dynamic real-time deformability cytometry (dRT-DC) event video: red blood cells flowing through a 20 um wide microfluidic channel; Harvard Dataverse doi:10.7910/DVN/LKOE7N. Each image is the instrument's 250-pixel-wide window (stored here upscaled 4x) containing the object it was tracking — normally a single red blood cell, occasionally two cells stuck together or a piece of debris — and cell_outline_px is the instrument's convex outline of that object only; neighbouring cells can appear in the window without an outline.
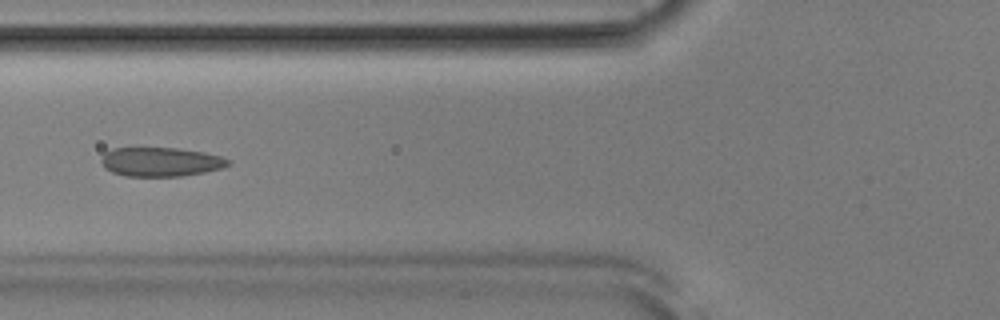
{"species": "Egyptian fruit bat (a non-hibernating species)", "species_latin": "Rousettus aegyptiacus", "temperature_condition": "room temperature", "stored_images_in_passage": 46, "camera_frame_rate_fps": 3000, "um_per_image_px": 0.085, "animal": {"sex": "male"}, "frame": {"image": 1, "passage_image": 19, "time_ms": 6.0, "image_size_px": [1000, 320], "cell_outline_px": [[232, 164], [220, 168], [204, 172], [180, 176], [124, 176], [112, 172], [104, 168], [100, 160], [104, 152], [112, 148], [136, 144], [176, 148], [204, 152], [220, 156], [232, 160]], "centroid_in_image_um": [13.58, 13.7], "position_along_channel_um": 112.2, "area_um2": 22.54}}
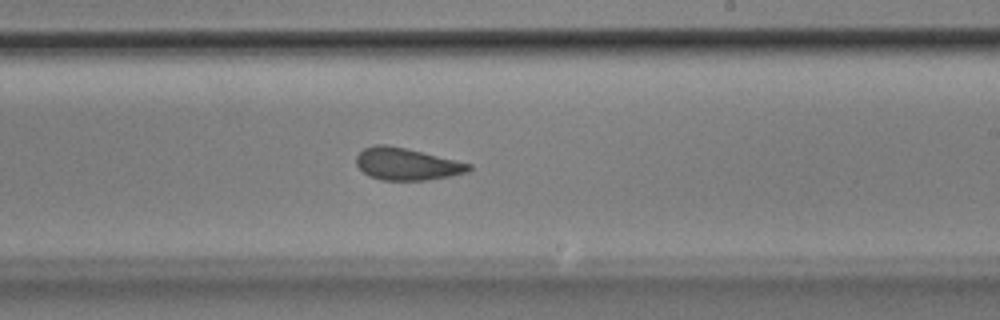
{"frame": {"image": 2, "passage_image": 30, "time_ms": 9.667, "image_size_px": [1000, 320], "cell_outline_px": [[472, 168], [468, 172], [452, 176], [428, 180], [380, 180], [368, 176], [356, 164], [356, 156], [364, 148], [372, 144], [388, 144], [472, 164]], "centroid_in_image_um": [34.56, 13.94], "position_along_channel_um": 254.4, "area_um2": 21.15}}
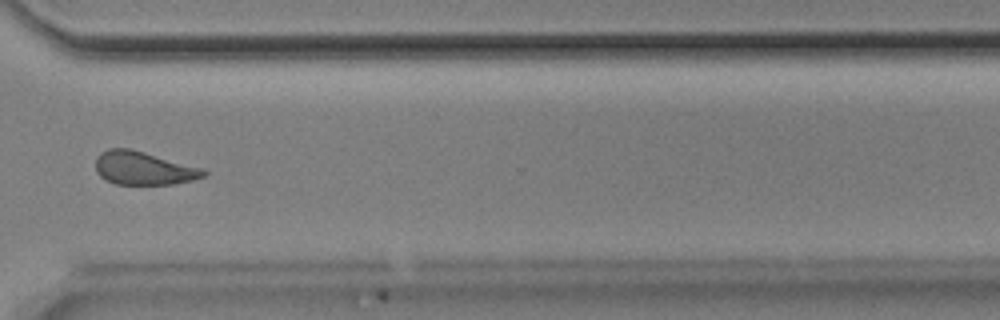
{"frame": {"image": 3, "passage_image": 38, "time_ms": 12.333, "image_size_px": [1000, 320], "cell_outline_px": [[208, 172], [204, 176], [192, 180], [172, 184], [116, 184], [100, 176], [96, 172], [96, 156], [100, 152], [108, 148], [128, 148], [144, 152], [204, 168]], "centroid_in_image_um": [12.2, 14.29], "position_along_channel_um": 358.4, "area_um2": 20.92}, "authors_computed_cell_mechanics": {"area_um2": 21.7039, "velocity_mm_per_s": 3.8826, "shape_relaxation_time_tau1_ms": 5.2063, "shape_relaxation_time_tau2_ms": 1.4775, "deformation_change_tau1": 0.1134, "deformation_change_tau2": 0.0969}}